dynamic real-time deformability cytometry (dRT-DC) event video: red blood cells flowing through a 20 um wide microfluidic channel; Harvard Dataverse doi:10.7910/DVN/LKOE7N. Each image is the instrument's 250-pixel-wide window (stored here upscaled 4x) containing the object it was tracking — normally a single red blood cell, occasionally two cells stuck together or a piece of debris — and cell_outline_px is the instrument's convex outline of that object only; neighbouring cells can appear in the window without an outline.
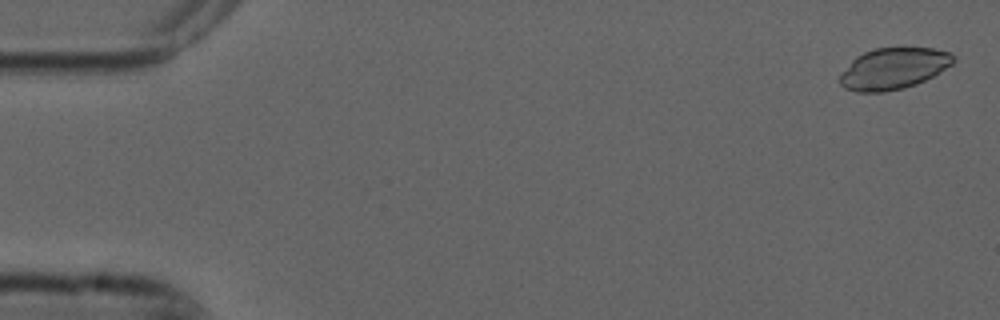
{"species": "common noctule bat (a hibernating species)", "species_latin": "Nyctalus noctula", "temperature_condition": "cold", "stored_images_in_passage": 4, "camera_frame_rate_fps": 3000, "um_per_image_px": 0.085, "animal": {"sex": "male", "forearm_length_mm": 52.5}, "frame": {"image": 1, "passage_image": 1, "time_ms": 0.0, "image_size_px": [1000, 320], "cell_outline_px": [[956, 60], [952, 64], [932, 76], [916, 84], [904, 88], [884, 92], [856, 92], [844, 88], [840, 84], [840, 76], [852, 60], [856, 56], [864, 52], [876, 48], [932, 48], [952, 52], [956, 56]], "centroid_in_image_um": [75.96, 5.82], "position_along_channel_um": 9.0, "area_um2": 27.28}}